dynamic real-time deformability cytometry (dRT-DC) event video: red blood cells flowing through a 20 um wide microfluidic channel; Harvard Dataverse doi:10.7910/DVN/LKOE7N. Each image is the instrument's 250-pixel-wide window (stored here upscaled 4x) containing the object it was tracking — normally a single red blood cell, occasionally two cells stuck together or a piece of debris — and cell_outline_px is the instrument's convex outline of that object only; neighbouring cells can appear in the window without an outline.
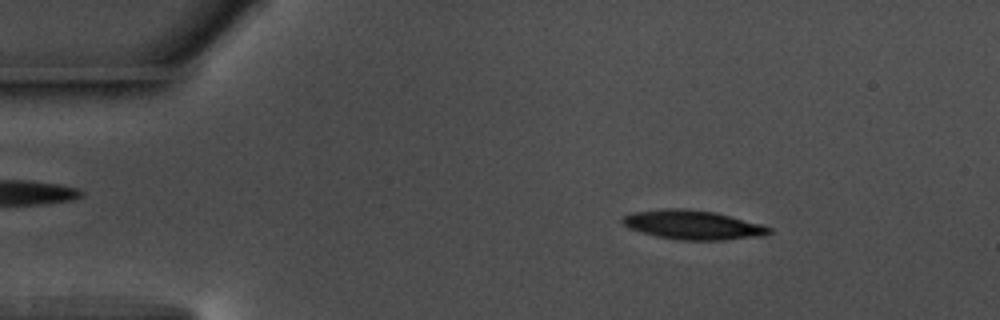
{"species": "common noctule bat (a hibernating species)", "species_latin": "Nyctalus noctula", "temperature_condition": "warm", "stored_images_in_passage": 55, "camera_frame_rate_fps": 3000, "um_per_image_px": 0.085, "animal": {"sex": "male", "body_mass_g": 17.5, "forearm_length_mm": 52.3}, "frame": {"image": 1, "passage_image": 8, "time_ms": 2.333, "image_size_px": [1000, 320], "cell_outline_px": [[772, 232], [764, 236], [724, 240], [680, 240], [656, 236], [628, 228], [620, 220], [624, 216], [632, 212], [664, 208], [684, 208], [716, 212], [764, 224], [772, 228]], "centroid_in_image_um": [58.94, 19.11], "position_along_channel_um": 26.1, "area_um2": 25.26}}
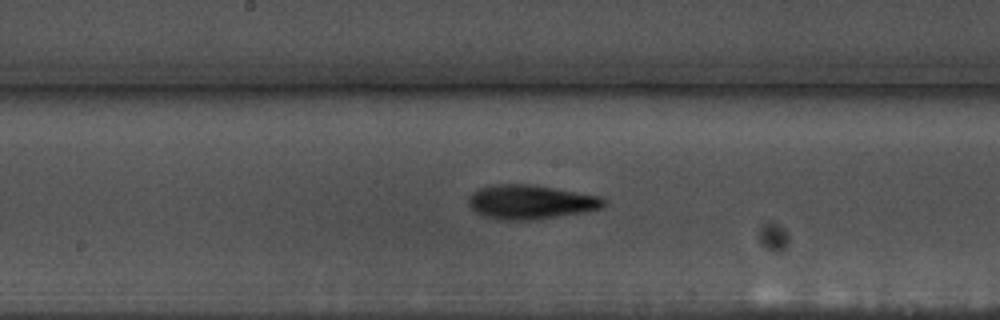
{"frame": {"image": 2, "passage_image": 28, "time_ms": 9.0, "image_size_px": [1000, 320], "cell_outline_px": [[608, 204], [604, 208], [584, 212], [532, 220], [500, 220], [484, 216], [476, 212], [468, 204], [468, 196], [472, 192], [480, 188], [496, 184], [532, 184], [600, 196], [608, 200]], "centroid_in_image_um": [45.13, 17.17], "position_along_channel_um": 203.1, "area_um2": 27.17}}
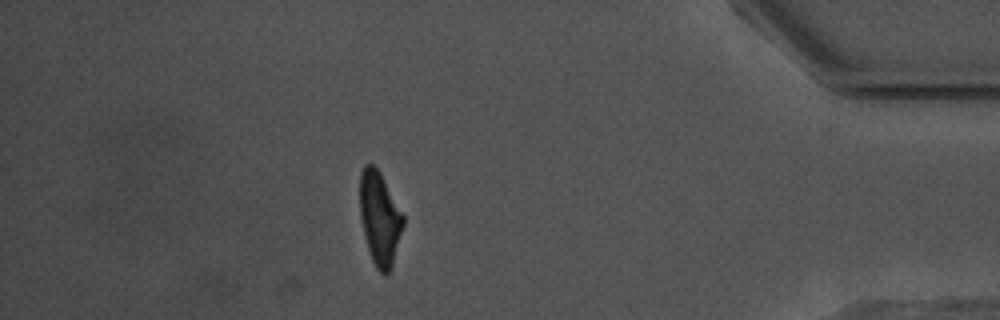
{"frame": {"image": 3, "passage_image": 48, "time_ms": 15.667, "image_size_px": [1000, 320], "cell_outline_px": [[404, 224], [392, 268], [384, 276], [376, 268], [372, 260], [364, 236], [360, 216], [360, 172], [364, 164], [372, 164], [380, 172], [404, 216]], "centroid_in_image_um": [32.27, 18.58], "position_along_channel_um": 402.9, "area_um2": 23.58}, "authors_computed_cell_mechanics": {"area_um2": 24.6806, "velocity_mm_per_s": 3.6575, "shape_relaxation_time_tau1_ms": 4.6132, "shape_relaxation_time_tau2_ms": 4.4004, "deformation_change_tau1": 0.177, "deformation_change_tau2": 0.1383}}